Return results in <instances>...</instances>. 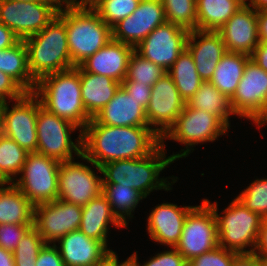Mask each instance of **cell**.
<instances>
[{
  "mask_svg": "<svg viewBox=\"0 0 267 266\" xmlns=\"http://www.w3.org/2000/svg\"><path fill=\"white\" fill-rule=\"evenodd\" d=\"M81 144L79 157L101 167L111 161L148 156L161 145V138L149 126H107L92 118L81 131Z\"/></svg>",
  "mask_w": 267,
  "mask_h": 266,
  "instance_id": "obj_1",
  "label": "cell"
},
{
  "mask_svg": "<svg viewBox=\"0 0 267 266\" xmlns=\"http://www.w3.org/2000/svg\"><path fill=\"white\" fill-rule=\"evenodd\" d=\"M165 144L161 145L150 155L136 158L111 161L101 167L94 164V168L103 174V184H120L141 192L145 197L153 190L164 189L169 191L171 184L176 183L177 177L172 176V182L167 178H159L160 172L174 160L166 158ZM174 177V178H173ZM168 182V183H167ZM170 185V186H169Z\"/></svg>",
  "mask_w": 267,
  "mask_h": 266,
  "instance_id": "obj_2",
  "label": "cell"
},
{
  "mask_svg": "<svg viewBox=\"0 0 267 266\" xmlns=\"http://www.w3.org/2000/svg\"><path fill=\"white\" fill-rule=\"evenodd\" d=\"M33 93L43 108L80 128V133L92 119L81 97L80 66L43 76Z\"/></svg>",
  "mask_w": 267,
  "mask_h": 266,
  "instance_id": "obj_3",
  "label": "cell"
},
{
  "mask_svg": "<svg viewBox=\"0 0 267 266\" xmlns=\"http://www.w3.org/2000/svg\"><path fill=\"white\" fill-rule=\"evenodd\" d=\"M57 16L65 23L69 54L74 67L112 39V28L89 5L87 7L64 1Z\"/></svg>",
  "mask_w": 267,
  "mask_h": 266,
  "instance_id": "obj_4",
  "label": "cell"
},
{
  "mask_svg": "<svg viewBox=\"0 0 267 266\" xmlns=\"http://www.w3.org/2000/svg\"><path fill=\"white\" fill-rule=\"evenodd\" d=\"M28 52V66L38 81L43 76L73 68L65 23L56 16L40 32L23 40Z\"/></svg>",
  "mask_w": 267,
  "mask_h": 266,
  "instance_id": "obj_5",
  "label": "cell"
},
{
  "mask_svg": "<svg viewBox=\"0 0 267 266\" xmlns=\"http://www.w3.org/2000/svg\"><path fill=\"white\" fill-rule=\"evenodd\" d=\"M214 210L217 222L218 245L236 253H254L262 219L258 214L246 208L237 198L218 214V204L204 199ZM246 247L248 248L246 250Z\"/></svg>",
  "mask_w": 267,
  "mask_h": 266,
  "instance_id": "obj_6",
  "label": "cell"
},
{
  "mask_svg": "<svg viewBox=\"0 0 267 266\" xmlns=\"http://www.w3.org/2000/svg\"><path fill=\"white\" fill-rule=\"evenodd\" d=\"M228 129L217 116L186 104L174 125L161 138V143L170 139L186 145V149L181 150L182 153L171 155L175 161L187 157L193 151L192 147L198 143L212 142L217 140L218 136L227 134Z\"/></svg>",
  "mask_w": 267,
  "mask_h": 266,
  "instance_id": "obj_7",
  "label": "cell"
},
{
  "mask_svg": "<svg viewBox=\"0 0 267 266\" xmlns=\"http://www.w3.org/2000/svg\"><path fill=\"white\" fill-rule=\"evenodd\" d=\"M65 0H0V23L24 40L40 32L58 14Z\"/></svg>",
  "mask_w": 267,
  "mask_h": 266,
  "instance_id": "obj_8",
  "label": "cell"
},
{
  "mask_svg": "<svg viewBox=\"0 0 267 266\" xmlns=\"http://www.w3.org/2000/svg\"><path fill=\"white\" fill-rule=\"evenodd\" d=\"M61 162L37 152L28 153L19 174L12 182L34 205L58 199V173Z\"/></svg>",
  "mask_w": 267,
  "mask_h": 266,
  "instance_id": "obj_9",
  "label": "cell"
},
{
  "mask_svg": "<svg viewBox=\"0 0 267 266\" xmlns=\"http://www.w3.org/2000/svg\"><path fill=\"white\" fill-rule=\"evenodd\" d=\"M230 103L235 115L253 121L258 127L267 125V72L251 59Z\"/></svg>",
  "mask_w": 267,
  "mask_h": 266,
  "instance_id": "obj_10",
  "label": "cell"
},
{
  "mask_svg": "<svg viewBox=\"0 0 267 266\" xmlns=\"http://www.w3.org/2000/svg\"><path fill=\"white\" fill-rule=\"evenodd\" d=\"M37 153L48 156L59 162L71 161L74 155L78 157L82 152L81 133L77 143L72 141L71 133L77 126L48 112L41 107L37 113Z\"/></svg>",
  "mask_w": 267,
  "mask_h": 266,
  "instance_id": "obj_11",
  "label": "cell"
},
{
  "mask_svg": "<svg viewBox=\"0 0 267 266\" xmlns=\"http://www.w3.org/2000/svg\"><path fill=\"white\" fill-rule=\"evenodd\" d=\"M218 245L217 222L212 207L203 199L187 215L175 248L189 262Z\"/></svg>",
  "mask_w": 267,
  "mask_h": 266,
  "instance_id": "obj_12",
  "label": "cell"
},
{
  "mask_svg": "<svg viewBox=\"0 0 267 266\" xmlns=\"http://www.w3.org/2000/svg\"><path fill=\"white\" fill-rule=\"evenodd\" d=\"M39 98L33 92H26L9 109L4 102V135L14 140L28 153L37 152V113L42 107Z\"/></svg>",
  "mask_w": 267,
  "mask_h": 266,
  "instance_id": "obj_13",
  "label": "cell"
},
{
  "mask_svg": "<svg viewBox=\"0 0 267 266\" xmlns=\"http://www.w3.org/2000/svg\"><path fill=\"white\" fill-rule=\"evenodd\" d=\"M82 206L57 199L34 206L33 227L45 243L55 244L67 233L78 230Z\"/></svg>",
  "mask_w": 267,
  "mask_h": 266,
  "instance_id": "obj_14",
  "label": "cell"
},
{
  "mask_svg": "<svg viewBox=\"0 0 267 266\" xmlns=\"http://www.w3.org/2000/svg\"><path fill=\"white\" fill-rule=\"evenodd\" d=\"M188 35L186 29L166 21L135 46V51L168 71L185 50Z\"/></svg>",
  "mask_w": 267,
  "mask_h": 266,
  "instance_id": "obj_15",
  "label": "cell"
},
{
  "mask_svg": "<svg viewBox=\"0 0 267 266\" xmlns=\"http://www.w3.org/2000/svg\"><path fill=\"white\" fill-rule=\"evenodd\" d=\"M185 105L186 102L179 94L172 77L166 72L152 86L151 97L146 108L149 127L162 138L174 125ZM152 125L155 128H152Z\"/></svg>",
  "mask_w": 267,
  "mask_h": 266,
  "instance_id": "obj_16",
  "label": "cell"
},
{
  "mask_svg": "<svg viewBox=\"0 0 267 266\" xmlns=\"http://www.w3.org/2000/svg\"><path fill=\"white\" fill-rule=\"evenodd\" d=\"M102 177L91 167L71 161L61 162L58 173V199L80 206L102 193Z\"/></svg>",
  "mask_w": 267,
  "mask_h": 266,
  "instance_id": "obj_17",
  "label": "cell"
},
{
  "mask_svg": "<svg viewBox=\"0 0 267 266\" xmlns=\"http://www.w3.org/2000/svg\"><path fill=\"white\" fill-rule=\"evenodd\" d=\"M165 22V11L161 0H141L130 16L112 28V39L135 47Z\"/></svg>",
  "mask_w": 267,
  "mask_h": 266,
  "instance_id": "obj_18",
  "label": "cell"
},
{
  "mask_svg": "<svg viewBox=\"0 0 267 266\" xmlns=\"http://www.w3.org/2000/svg\"><path fill=\"white\" fill-rule=\"evenodd\" d=\"M257 26V11L245 4L218 30L227 52L251 56L259 44Z\"/></svg>",
  "mask_w": 267,
  "mask_h": 266,
  "instance_id": "obj_19",
  "label": "cell"
},
{
  "mask_svg": "<svg viewBox=\"0 0 267 266\" xmlns=\"http://www.w3.org/2000/svg\"><path fill=\"white\" fill-rule=\"evenodd\" d=\"M57 249L65 266H104L116 253L101 242L87 237L81 230L67 233L57 240Z\"/></svg>",
  "mask_w": 267,
  "mask_h": 266,
  "instance_id": "obj_20",
  "label": "cell"
},
{
  "mask_svg": "<svg viewBox=\"0 0 267 266\" xmlns=\"http://www.w3.org/2000/svg\"><path fill=\"white\" fill-rule=\"evenodd\" d=\"M194 207H181L168 202L155 206L147 219L150 238L162 245L175 247L181 237L185 219Z\"/></svg>",
  "mask_w": 267,
  "mask_h": 266,
  "instance_id": "obj_21",
  "label": "cell"
},
{
  "mask_svg": "<svg viewBox=\"0 0 267 266\" xmlns=\"http://www.w3.org/2000/svg\"><path fill=\"white\" fill-rule=\"evenodd\" d=\"M135 47L111 39L79 66L88 73L104 75L122 82L127 75L130 57Z\"/></svg>",
  "mask_w": 267,
  "mask_h": 266,
  "instance_id": "obj_22",
  "label": "cell"
},
{
  "mask_svg": "<svg viewBox=\"0 0 267 266\" xmlns=\"http://www.w3.org/2000/svg\"><path fill=\"white\" fill-rule=\"evenodd\" d=\"M186 48L191 53L197 73L203 81L212 78L217 64L227 52L218 31H190Z\"/></svg>",
  "mask_w": 267,
  "mask_h": 266,
  "instance_id": "obj_23",
  "label": "cell"
},
{
  "mask_svg": "<svg viewBox=\"0 0 267 266\" xmlns=\"http://www.w3.org/2000/svg\"><path fill=\"white\" fill-rule=\"evenodd\" d=\"M94 119L107 126H149L146 111L121 86Z\"/></svg>",
  "mask_w": 267,
  "mask_h": 266,
  "instance_id": "obj_24",
  "label": "cell"
},
{
  "mask_svg": "<svg viewBox=\"0 0 267 266\" xmlns=\"http://www.w3.org/2000/svg\"><path fill=\"white\" fill-rule=\"evenodd\" d=\"M116 228L125 226L114 214L106 196L101 193L82 206V216L79 230L87 237L101 241L107 247L108 224Z\"/></svg>",
  "mask_w": 267,
  "mask_h": 266,
  "instance_id": "obj_25",
  "label": "cell"
},
{
  "mask_svg": "<svg viewBox=\"0 0 267 266\" xmlns=\"http://www.w3.org/2000/svg\"><path fill=\"white\" fill-rule=\"evenodd\" d=\"M81 97L87 114L94 118L114 97L121 83L114 79L85 72L80 67Z\"/></svg>",
  "mask_w": 267,
  "mask_h": 266,
  "instance_id": "obj_26",
  "label": "cell"
},
{
  "mask_svg": "<svg viewBox=\"0 0 267 266\" xmlns=\"http://www.w3.org/2000/svg\"><path fill=\"white\" fill-rule=\"evenodd\" d=\"M33 217L34 205L20 189L12 182L0 183V224H33Z\"/></svg>",
  "mask_w": 267,
  "mask_h": 266,
  "instance_id": "obj_27",
  "label": "cell"
},
{
  "mask_svg": "<svg viewBox=\"0 0 267 266\" xmlns=\"http://www.w3.org/2000/svg\"><path fill=\"white\" fill-rule=\"evenodd\" d=\"M244 5L245 0H196V29L218 31Z\"/></svg>",
  "mask_w": 267,
  "mask_h": 266,
  "instance_id": "obj_28",
  "label": "cell"
},
{
  "mask_svg": "<svg viewBox=\"0 0 267 266\" xmlns=\"http://www.w3.org/2000/svg\"><path fill=\"white\" fill-rule=\"evenodd\" d=\"M0 71L12 77L26 92H34L36 80L28 66V52L23 40L0 51Z\"/></svg>",
  "mask_w": 267,
  "mask_h": 266,
  "instance_id": "obj_29",
  "label": "cell"
},
{
  "mask_svg": "<svg viewBox=\"0 0 267 266\" xmlns=\"http://www.w3.org/2000/svg\"><path fill=\"white\" fill-rule=\"evenodd\" d=\"M249 59L250 56L245 54L226 52L209 81L230 99L235 93Z\"/></svg>",
  "mask_w": 267,
  "mask_h": 266,
  "instance_id": "obj_30",
  "label": "cell"
},
{
  "mask_svg": "<svg viewBox=\"0 0 267 266\" xmlns=\"http://www.w3.org/2000/svg\"><path fill=\"white\" fill-rule=\"evenodd\" d=\"M186 104L191 108L204 110L217 116L228 128L230 127L229 116L235 115L230 99L218 91L210 81H204Z\"/></svg>",
  "mask_w": 267,
  "mask_h": 266,
  "instance_id": "obj_31",
  "label": "cell"
},
{
  "mask_svg": "<svg viewBox=\"0 0 267 266\" xmlns=\"http://www.w3.org/2000/svg\"><path fill=\"white\" fill-rule=\"evenodd\" d=\"M167 73L172 77L179 94L186 103L204 82L197 73L193 57L187 48L178 56Z\"/></svg>",
  "mask_w": 267,
  "mask_h": 266,
  "instance_id": "obj_32",
  "label": "cell"
},
{
  "mask_svg": "<svg viewBox=\"0 0 267 266\" xmlns=\"http://www.w3.org/2000/svg\"><path fill=\"white\" fill-rule=\"evenodd\" d=\"M102 193L106 196L112 211L127 226L126 217L132 218V212L140 200L146 198L136 189L120 186V184H103Z\"/></svg>",
  "mask_w": 267,
  "mask_h": 266,
  "instance_id": "obj_33",
  "label": "cell"
},
{
  "mask_svg": "<svg viewBox=\"0 0 267 266\" xmlns=\"http://www.w3.org/2000/svg\"><path fill=\"white\" fill-rule=\"evenodd\" d=\"M28 152L14 140L2 135L0 137V183H10L19 175L26 161Z\"/></svg>",
  "mask_w": 267,
  "mask_h": 266,
  "instance_id": "obj_34",
  "label": "cell"
},
{
  "mask_svg": "<svg viewBox=\"0 0 267 266\" xmlns=\"http://www.w3.org/2000/svg\"><path fill=\"white\" fill-rule=\"evenodd\" d=\"M166 21L187 31L196 30V0H161Z\"/></svg>",
  "mask_w": 267,
  "mask_h": 266,
  "instance_id": "obj_35",
  "label": "cell"
},
{
  "mask_svg": "<svg viewBox=\"0 0 267 266\" xmlns=\"http://www.w3.org/2000/svg\"><path fill=\"white\" fill-rule=\"evenodd\" d=\"M141 0H97L91 7L101 19L113 28L121 20L130 16Z\"/></svg>",
  "mask_w": 267,
  "mask_h": 266,
  "instance_id": "obj_36",
  "label": "cell"
},
{
  "mask_svg": "<svg viewBox=\"0 0 267 266\" xmlns=\"http://www.w3.org/2000/svg\"><path fill=\"white\" fill-rule=\"evenodd\" d=\"M166 72L167 71L162 67L143 58L134 50L130 57L127 75L124 80H131L153 86Z\"/></svg>",
  "mask_w": 267,
  "mask_h": 266,
  "instance_id": "obj_37",
  "label": "cell"
},
{
  "mask_svg": "<svg viewBox=\"0 0 267 266\" xmlns=\"http://www.w3.org/2000/svg\"><path fill=\"white\" fill-rule=\"evenodd\" d=\"M44 244V240L32 226L13 251L15 266H36L38 253Z\"/></svg>",
  "mask_w": 267,
  "mask_h": 266,
  "instance_id": "obj_38",
  "label": "cell"
},
{
  "mask_svg": "<svg viewBox=\"0 0 267 266\" xmlns=\"http://www.w3.org/2000/svg\"><path fill=\"white\" fill-rule=\"evenodd\" d=\"M246 208L267 217V178L256 179L236 197Z\"/></svg>",
  "mask_w": 267,
  "mask_h": 266,
  "instance_id": "obj_39",
  "label": "cell"
},
{
  "mask_svg": "<svg viewBox=\"0 0 267 266\" xmlns=\"http://www.w3.org/2000/svg\"><path fill=\"white\" fill-rule=\"evenodd\" d=\"M238 253L217 246L211 251L192 258L188 266H232Z\"/></svg>",
  "mask_w": 267,
  "mask_h": 266,
  "instance_id": "obj_40",
  "label": "cell"
},
{
  "mask_svg": "<svg viewBox=\"0 0 267 266\" xmlns=\"http://www.w3.org/2000/svg\"><path fill=\"white\" fill-rule=\"evenodd\" d=\"M33 224H0V247L13 252Z\"/></svg>",
  "mask_w": 267,
  "mask_h": 266,
  "instance_id": "obj_41",
  "label": "cell"
},
{
  "mask_svg": "<svg viewBox=\"0 0 267 266\" xmlns=\"http://www.w3.org/2000/svg\"><path fill=\"white\" fill-rule=\"evenodd\" d=\"M130 258L133 260L135 266H188V261L175 247H171L169 251L158 253L143 265L137 261V252H134Z\"/></svg>",
  "mask_w": 267,
  "mask_h": 266,
  "instance_id": "obj_42",
  "label": "cell"
},
{
  "mask_svg": "<svg viewBox=\"0 0 267 266\" xmlns=\"http://www.w3.org/2000/svg\"><path fill=\"white\" fill-rule=\"evenodd\" d=\"M121 87L129 96H132L136 101H138L139 106L146 111L151 97L152 86L131 80H123L121 82Z\"/></svg>",
  "mask_w": 267,
  "mask_h": 266,
  "instance_id": "obj_43",
  "label": "cell"
},
{
  "mask_svg": "<svg viewBox=\"0 0 267 266\" xmlns=\"http://www.w3.org/2000/svg\"><path fill=\"white\" fill-rule=\"evenodd\" d=\"M25 93L26 91L12 77L0 71V102H7L6 99L16 101Z\"/></svg>",
  "mask_w": 267,
  "mask_h": 266,
  "instance_id": "obj_44",
  "label": "cell"
},
{
  "mask_svg": "<svg viewBox=\"0 0 267 266\" xmlns=\"http://www.w3.org/2000/svg\"><path fill=\"white\" fill-rule=\"evenodd\" d=\"M36 266H65L56 244H44L38 253Z\"/></svg>",
  "mask_w": 267,
  "mask_h": 266,
  "instance_id": "obj_45",
  "label": "cell"
},
{
  "mask_svg": "<svg viewBox=\"0 0 267 266\" xmlns=\"http://www.w3.org/2000/svg\"><path fill=\"white\" fill-rule=\"evenodd\" d=\"M250 59L267 72V42L259 41Z\"/></svg>",
  "mask_w": 267,
  "mask_h": 266,
  "instance_id": "obj_46",
  "label": "cell"
},
{
  "mask_svg": "<svg viewBox=\"0 0 267 266\" xmlns=\"http://www.w3.org/2000/svg\"><path fill=\"white\" fill-rule=\"evenodd\" d=\"M19 40L10 28L0 23V51L14 46Z\"/></svg>",
  "mask_w": 267,
  "mask_h": 266,
  "instance_id": "obj_47",
  "label": "cell"
},
{
  "mask_svg": "<svg viewBox=\"0 0 267 266\" xmlns=\"http://www.w3.org/2000/svg\"><path fill=\"white\" fill-rule=\"evenodd\" d=\"M254 253L256 255H267V217L262 219Z\"/></svg>",
  "mask_w": 267,
  "mask_h": 266,
  "instance_id": "obj_48",
  "label": "cell"
},
{
  "mask_svg": "<svg viewBox=\"0 0 267 266\" xmlns=\"http://www.w3.org/2000/svg\"><path fill=\"white\" fill-rule=\"evenodd\" d=\"M232 266H260L255 253H239L234 257Z\"/></svg>",
  "mask_w": 267,
  "mask_h": 266,
  "instance_id": "obj_49",
  "label": "cell"
},
{
  "mask_svg": "<svg viewBox=\"0 0 267 266\" xmlns=\"http://www.w3.org/2000/svg\"><path fill=\"white\" fill-rule=\"evenodd\" d=\"M258 18V38L259 41L267 42V10L257 11Z\"/></svg>",
  "mask_w": 267,
  "mask_h": 266,
  "instance_id": "obj_50",
  "label": "cell"
},
{
  "mask_svg": "<svg viewBox=\"0 0 267 266\" xmlns=\"http://www.w3.org/2000/svg\"><path fill=\"white\" fill-rule=\"evenodd\" d=\"M0 266H15L13 252L0 247Z\"/></svg>",
  "mask_w": 267,
  "mask_h": 266,
  "instance_id": "obj_51",
  "label": "cell"
},
{
  "mask_svg": "<svg viewBox=\"0 0 267 266\" xmlns=\"http://www.w3.org/2000/svg\"><path fill=\"white\" fill-rule=\"evenodd\" d=\"M118 262V256L116 253H113L108 259H107V266H135L133 260L128 257L124 262L120 263Z\"/></svg>",
  "mask_w": 267,
  "mask_h": 266,
  "instance_id": "obj_52",
  "label": "cell"
},
{
  "mask_svg": "<svg viewBox=\"0 0 267 266\" xmlns=\"http://www.w3.org/2000/svg\"><path fill=\"white\" fill-rule=\"evenodd\" d=\"M248 0H245V4L253 7L256 11L259 10H267V0H250L249 3H247Z\"/></svg>",
  "mask_w": 267,
  "mask_h": 266,
  "instance_id": "obj_53",
  "label": "cell"
},
{
  "mask_svg": "<svg viewBox=\"0 0 267 266\" xmlns=\"http://www.w3.org/2000/svg\"><path fill=\"white\" fill-rule=\"evenodd\" d=\"M73 4L81 5V6H91L97 0H67Z\"/></svg>",
  "mask_w": 267,
  "mask_h": 266,
  "instance_id": "obj_54",
  "label": "cell"
},
{
  "mask_svg": "<svg viewBox=\"0 0 267 266\" xmlns=\"http://www.w3.org/2000/svg\"><path fill=\"white\" fill-rule=\"evenodd\" d=\"M3 113H4V103L0 102V137L4 135Z\"/></svg>",
  "mask_w": 267,
  "mask_h": 266,
  "instance_id": "obj_55",
  "label": "cell"
},
{
  "mask_svg": "<svg viewBox=\"0 0 267 266\" xmlns=\"http://www.w3.org/2000/svg\"><path fill=\"white\" fill-rule=\"evenodd\" d=\"M260 266H267V255H257Z\"/></svg>",
  "mask_w": 267,
  "mask_h": 266,
  "instance_id": "obj_56",
  "label": "cell"
},
{
  "mask_svg": "<svg viewBox=\"0 0 267 266\" xmlns=\"http://www.w3.org/2000/svg\"><path fill=\"white\" fill-rule=\"evenodd\" d=\"M19 1H40V0H19Z\"/></svg>",
  "mask_w": 267,
  "mask_h": 266,
  "instance_id": "obj_57",
  "label": "cell"
}]
</instances>
